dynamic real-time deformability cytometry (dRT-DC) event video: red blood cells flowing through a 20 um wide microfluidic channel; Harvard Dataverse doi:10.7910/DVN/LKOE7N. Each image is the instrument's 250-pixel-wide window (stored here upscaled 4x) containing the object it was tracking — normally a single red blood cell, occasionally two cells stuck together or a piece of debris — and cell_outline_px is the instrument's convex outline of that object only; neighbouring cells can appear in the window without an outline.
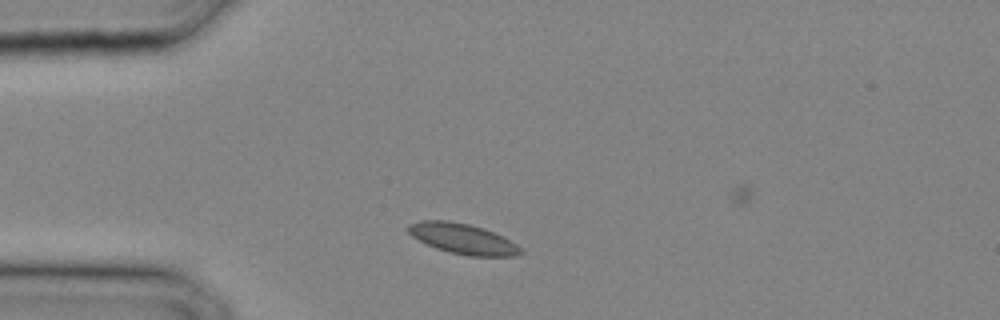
{"species": "common noctule bat (a hibernating species)", "species_latin": "Nyctalus noctula", "temperature_condition": "cold", "stored_images_in_passage": 3, "camera_frame_rate_fps": 3000, "um_per_image_px": 0.085, "animal": {"sex": "male", "body_mass_g": 20.4}, "frame": {"image": 1, "passage_image": 1, "time_ms": 0.0, "image_size_px": [1000, 320], "cell_outline_px": [[524, 252], [516, 256], [468, 256], [448, 252], [436, 248], [412, 236], [408, 232], [408, 224], [420, 220], [448, 220], [468, 224], [484, 228], [504, 236], [516, 244]], "centroid_in_image_um": [39.35, 20.29], "position_along_channel_um": 45.6, "area_um2": 19.94}}